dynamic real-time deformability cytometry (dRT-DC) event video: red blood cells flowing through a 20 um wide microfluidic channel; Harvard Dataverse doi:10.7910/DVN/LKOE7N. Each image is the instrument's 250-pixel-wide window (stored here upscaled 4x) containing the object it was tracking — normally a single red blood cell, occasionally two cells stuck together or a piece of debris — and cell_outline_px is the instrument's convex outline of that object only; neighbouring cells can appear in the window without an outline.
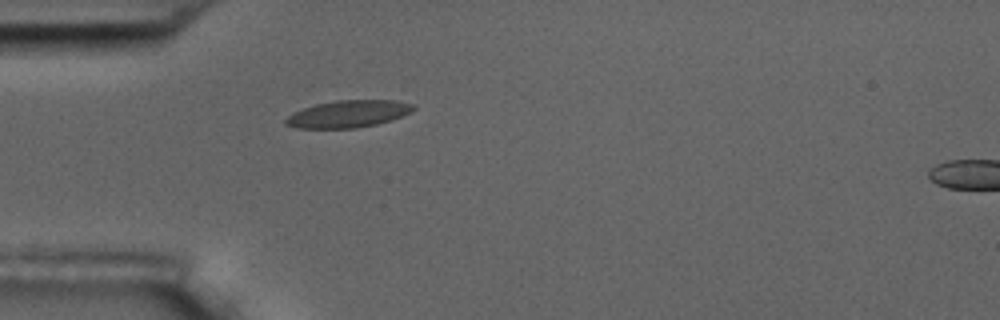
{"species": "common noctule bat (a hibernating species)", "species_latin": "Nyctalus noctula", "temperature_condition": "room temperature", "stored_images_in_passage": 6, "camera_frame_rate_fps": 3000, "um_per_image_px": 0.085, "animal": {"sex": "male", "body_mass_g": 17.5, "forearm_length_mm": 52.3}, "frame": {"image": 1, "passage_image": 6, "time_ms": 6.0, "image_size_px": [1000, 320], "cell_outline_px": [[416, 108], [412, 112], [392, 120], [376, 124], [356, 128], [296, 128], [284, 124], [284, 120], [292, 112], [316, 104], [336, 100], [396, 100], [412, 104]], "centroid_in_image_um": [29.6, 9.68], "position_along_channel_um": 55.4, "area_um2": 20.29}}